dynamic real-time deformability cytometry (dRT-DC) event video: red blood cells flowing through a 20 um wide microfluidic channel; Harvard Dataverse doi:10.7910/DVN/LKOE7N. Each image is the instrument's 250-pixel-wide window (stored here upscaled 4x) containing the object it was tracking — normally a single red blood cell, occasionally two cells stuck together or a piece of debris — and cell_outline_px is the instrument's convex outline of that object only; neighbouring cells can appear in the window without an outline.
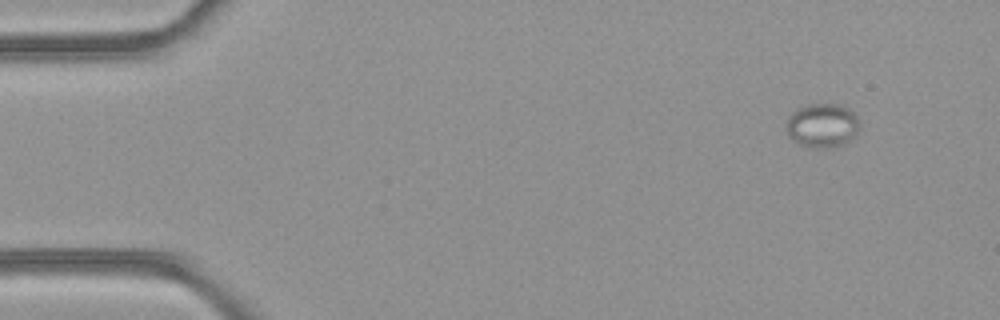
{"species": "common noctule bat (a hibernating species)", "species_latin": "Nyctalus noctula", "temperature_condition": "room temperature", "stored_images_in_passage": 4, "camera_frame_rate_fps": 3000, "um_per_image_px": 0.085, "animal": {"sex": "female", "body_mass_g": 21.9}, "frame": {"image": 1, "passage_image": 1, "time_ms": 0.0, "image_size_px": [1000, 320], "cell_outline_px": [[860, 124], [856, 132], [844, 144], [836, 148], [808, 148], [792, 140], [788, 136], [788, 116], [796, 108], [808, 104], [840, 104], [848, 108], [856, 116]], "centroid_in_image_um": [69.88, 10.67], "position_along_channel_um": 15.1, "area_um2": 18.9}}
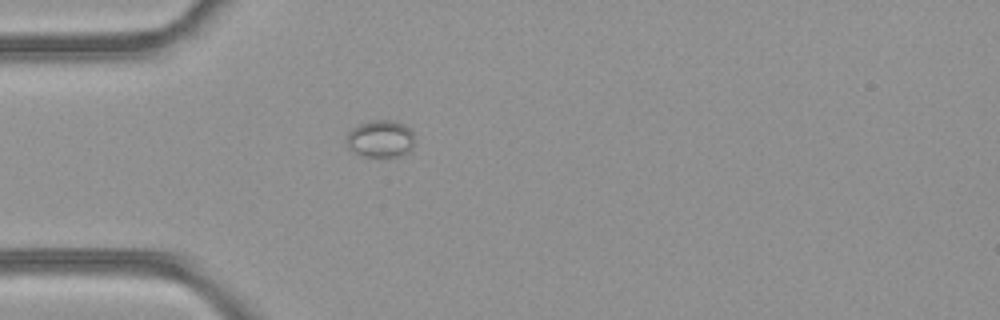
{"frame": {"image": 2, "passage_image": 4, "time_ms": 1.0, "image_size_px": [1000, 320], "cell_outline_px": [[412, 152], [396, 156], [364, 156], [348, 148], [348, 132], [352, 128], [360, 124], [372, 120], [392, 120], [408, 128], [412, 132]], "centroid_in_image_um": [32.34, 11.8], "position_along_channel_um": 52.7, "area_um2": 14.39}}